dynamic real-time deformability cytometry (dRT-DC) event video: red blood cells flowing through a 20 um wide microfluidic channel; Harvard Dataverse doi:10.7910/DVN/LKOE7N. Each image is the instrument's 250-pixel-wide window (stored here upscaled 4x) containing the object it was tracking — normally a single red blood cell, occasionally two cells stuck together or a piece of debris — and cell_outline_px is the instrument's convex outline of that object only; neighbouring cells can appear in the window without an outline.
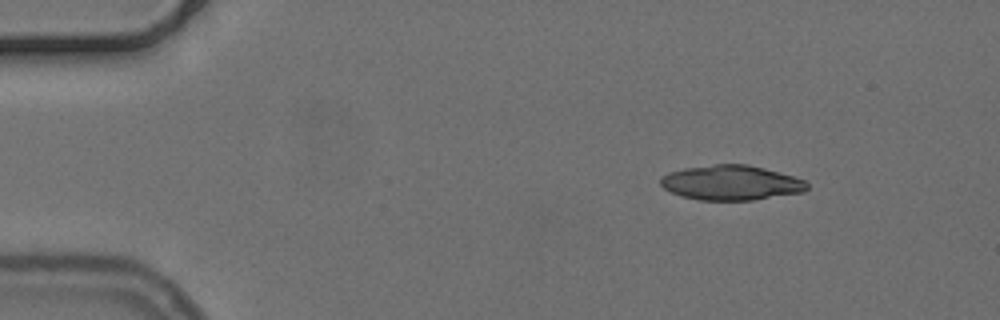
{"species": "common noctule bat (a hibernating species)", "species_latin": "Nyctalus noctula", "temperature_condition": "cold", "stored_images_in_passage": 8, "camera_frame_rate_fps": 3000, "um_per_image_px": 0.085, "animal": {"sex": "female", "body_mass_g": 24.6, "forearm_length_mm": 56.2}, "frame": {"image": 1, "passage_image": 1, "time_ms": 0.0, "image_size_px": [1000, 320], "cell_outline_px": [[808, 188], [804, 192], [752, 200], [700, 200], [684, 196], [672, 192], [664, 188], [660, 184], [660, 180], [668, 172], [684, 168], [716, 164], [748, 164], [764, 168], [792, 176], [804, 180], [808, 184]], "centroid_in_image_um": [62.16, 15.53], "position_along_channel_um": 22.8, "area_um2": 29.54}}